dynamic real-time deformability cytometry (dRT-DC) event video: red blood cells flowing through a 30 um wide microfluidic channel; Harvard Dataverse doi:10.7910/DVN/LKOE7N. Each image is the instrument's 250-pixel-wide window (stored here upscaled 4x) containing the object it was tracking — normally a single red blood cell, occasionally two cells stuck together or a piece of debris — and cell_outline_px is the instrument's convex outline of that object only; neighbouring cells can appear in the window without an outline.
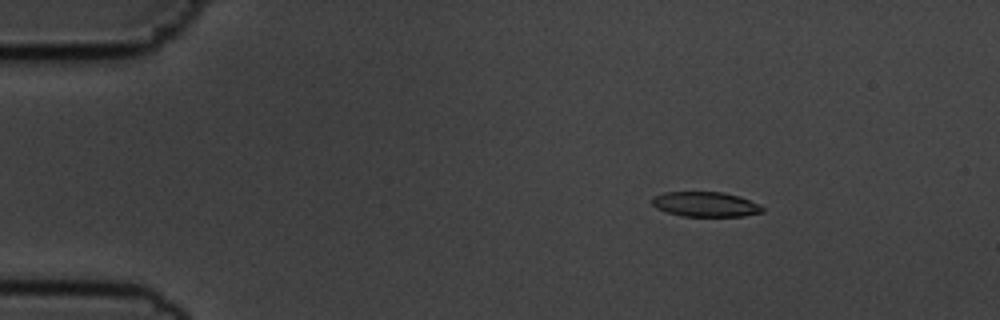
{"species": "common noctule bat (a hibernating species)", "species_latin": "Nyctalus noctula", "temperature_condition": "cold", "stored_images_in_passage": 54, "camera_frame_rate_fps": 3000, "um_per_image_px": 0.085, "animal": {"sex": "male", "body_mass_g": 19.5, "forearm_length_mm": 54.6}, "frame": {"image": 1, "passage_image": 7, "time_ms": 2.0, "image_size_px": [1000, 320], "cell_outline_px": [[764, 212], [744, 216], [680, 216], [656, 208], [652, 204], [652, 196], [664, 192], [724, 192], [740, 196], [760, 204], [764, 208]], "centroid_in_image_um": [59.98, 17.36], "position_along_channel_um": 25.0, "area_um2": 16.18}}
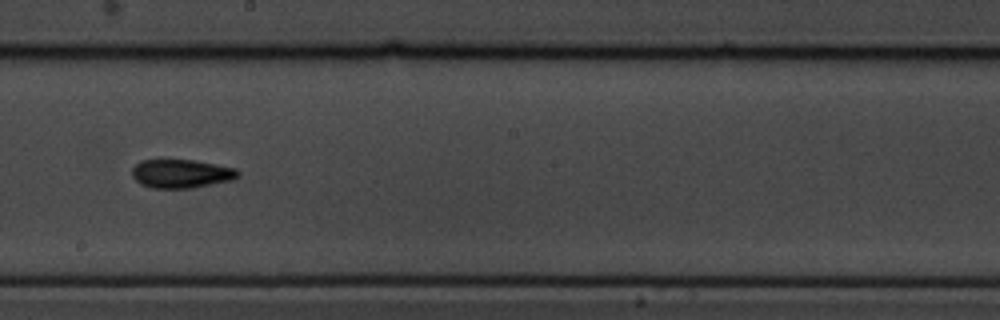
{"frame": {"image": 2, "passage_image": 30, "time_ms": 9.667, "image_size_px": [1000, 320], "cell_outline_px": [[240, 176], [232, 180], [192, 188], [152, 188], [140, 184], [132, 176], [132, 168], [140, 160], [192, 160], [216, 164], [236, 168], [240, 172]], "centroid_in_image_um": [15.41, 14.76], "position_along_channel_um": 232.8, "area_um2": 17.74}}
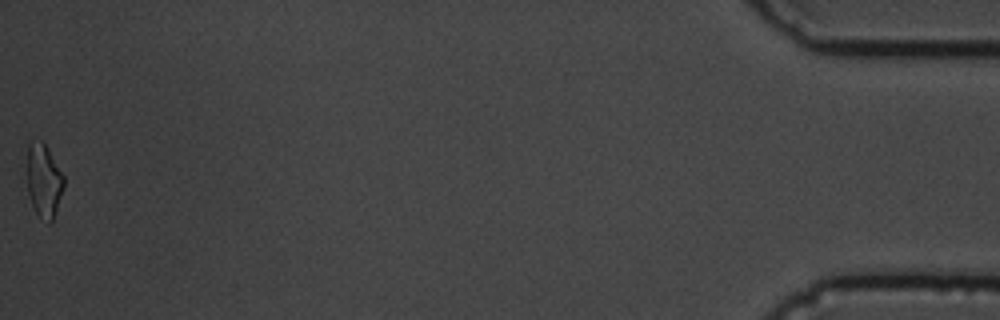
{"frame": {"image": 3, "passage_image": 54, "time_ms": 17.667, "image_size_px": [1000, 320], "cell_outline_px": [[64, 188], [52, 220], [48, 224], [36, 212], [32, 204], [28, 192], [28, 144], [32, 140], [40, 140], [44, 144], [64, 176]], "centroid_in_image_um": [3.73, 15.36], "position_along_channel_um": 431.5, "area_um2": 15.32}, "authors_computed_cell_mechanics": {"area_um2": 16.8776, "velocity_mm_per_s": 3.6509, "shape_relaxation_time_tau1_ms": 4.5064, "shape_relaxation_time_tau2_ms": 4.9845, "deformation_change_tau1": 0.1517, "deformation_change_tau2": 0.1039}}